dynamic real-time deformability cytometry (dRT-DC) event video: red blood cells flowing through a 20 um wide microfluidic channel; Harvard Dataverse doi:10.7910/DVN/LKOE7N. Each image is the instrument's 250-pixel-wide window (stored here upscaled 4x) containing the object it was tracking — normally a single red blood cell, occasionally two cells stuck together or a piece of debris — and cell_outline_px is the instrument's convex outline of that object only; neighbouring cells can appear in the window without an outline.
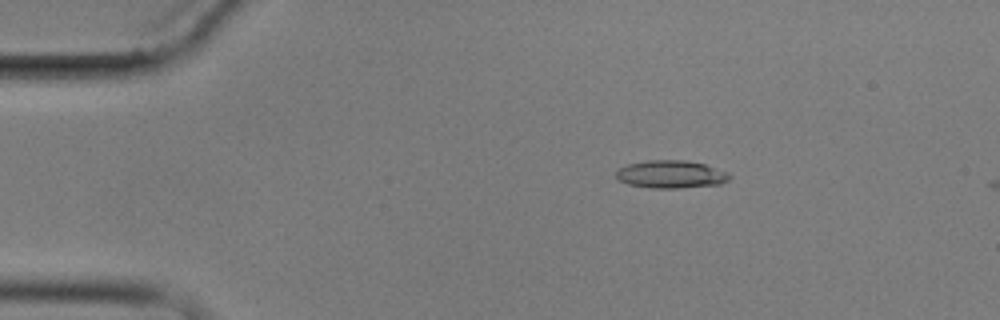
{"species": "common noctule bat (a hibernating species)", "species_latin": "Nyctalus noctula", "temperature_condition": "cold", "stored_images_in_passage": 3, "camera_frame_rate_fps": 3000, "um_per_image_px": 0.085, "animal": {"sex": "male", "body_mass_g": 17.9}, "frame": {"image": 1, "passage_image": 1, "time_ms": 0.0, "image_size_px": [1000, 320], "cell_outline_px": [[732, 176], [728, 180], [720, 184], [676, 188], [648, 188], [628, 184], [620, 180], [616, 176], [616, 168], [628, 164], [648, 160], [684, 160], [704, 164], [728, 172]], "centroid_in_image_um": [57.01, 14.81], "position_along_channel_um": 28.0, "area_um2": 18.38}}